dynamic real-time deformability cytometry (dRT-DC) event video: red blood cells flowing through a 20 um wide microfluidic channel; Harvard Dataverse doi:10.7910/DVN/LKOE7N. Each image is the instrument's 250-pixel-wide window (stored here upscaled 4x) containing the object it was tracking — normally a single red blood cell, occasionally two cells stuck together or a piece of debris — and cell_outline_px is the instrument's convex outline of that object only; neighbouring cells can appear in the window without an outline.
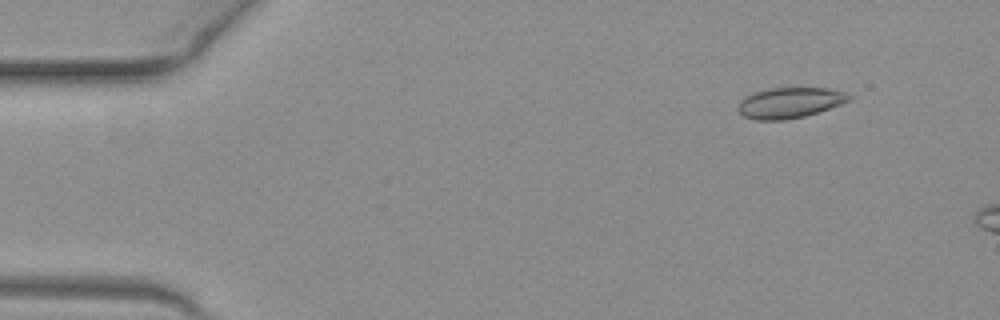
{"species": "common noctule bat (a hibernating species)", "species_latin": "Nyctalus noctula", "temperature_condition": "warm", "stored_images_in_passage": 6, "camera_frame_rate_fps": 3000, "um_per_image_px": 0.085, "animal": {"sex": "female", "body_mass_g": 19.3, "forearm_length_mm": 54.1}, "frame": {"image": 1, "passage_image": 1, "time_ms": 0.0, "image_size_px": [1000, 320], "cell_outline_px": [[852, 100], [804, 116], [784, 120], [756, 120], [744, 116], [736, 108], [740, 100], [744, 96], [752, 92], [768, 88], [828, 88], [848, 92], [852, 96]], "centroid_in_image_um": [67.11, 8.72], "position_along_channel_um": 17.9, "area_um2": 19.94}}